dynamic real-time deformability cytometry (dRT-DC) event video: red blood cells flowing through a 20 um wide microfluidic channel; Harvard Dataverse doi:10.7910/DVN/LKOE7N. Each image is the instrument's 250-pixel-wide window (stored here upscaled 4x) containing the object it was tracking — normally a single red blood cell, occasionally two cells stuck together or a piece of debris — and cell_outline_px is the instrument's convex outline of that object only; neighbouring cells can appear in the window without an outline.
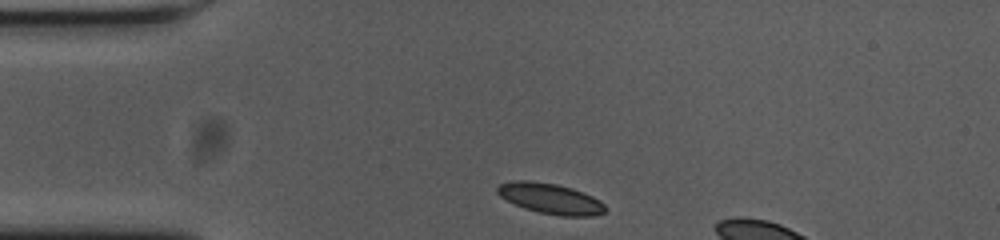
{"species": "common noctule bat (a hibernating species)", "species_latin": "Nyctalus noctula", "temperature_condition": "cold", "stored_images_in_passage": 34, "camera_frame_rate_fps": 3000, "um_per_image_px": 0.085, "animal": {"sex": "female", "body_mass_g": 23.0, "forearm_length_mm": 53.4}, "frame": {"image": 1, "passage_image": 1, "time_ms": 0.0, "image_size_px": [1000, 240], "cell_outline_px": [[608, 208], [604, 212], [592, 216], [560, 216], [540, 212], [524, 208], [500, 196], [496, 192], [496, 188], [500, 184], [512, 180], [528, 180], [556, 184], [572, 188], [592, 196], [600, 200]], "centroid_in_image_um": [46.8, 16.87], "position_along_channel_um": 38.2, "area_um2": 19.13}}
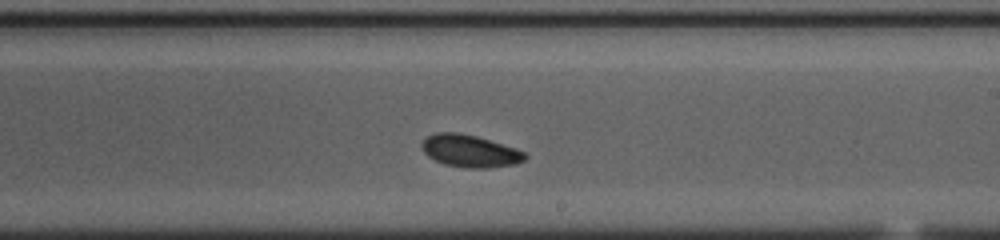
{"frame": {"image": 2, "passage_image": 21, "time_ms": 6.667, "image_size_px": [1000, 240], "cell_outline_px": [[528, 156], [524, 160], [516, 164], [488, 168], [464, 168], [444, 164], [428, 156], [424, 152], [420, 144], [428, 136], [436, 132], [456, 132], [476, 136], [516, 148], [524, 152]], "centroid_in_image_um": [39.95, 12.84], "position_along_channel_um": 249.1, "area_um2": 19.42}}
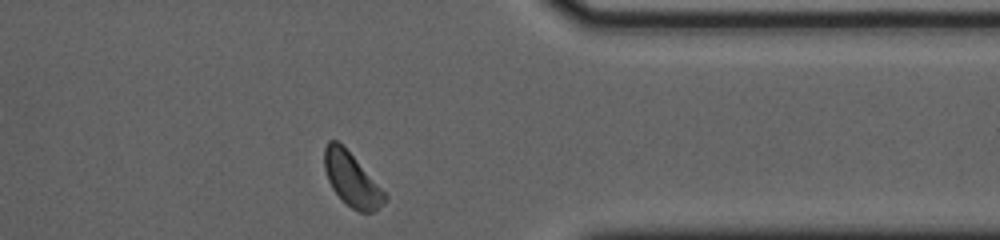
{"frame": {"image": 3, "passage_image": 33, "time_ms": 10.667, "image_size_px": [1000, 240], "cell_outline_px": [[388, 196], [372, 212], [360, 212], [352, 208], [332, 188], [328, 180], [324, 168], [324, 148], [328, 140], [336, 140], [352, 156]], "centroid_in_image_um": [29.85, 15.24], "position_along_channel_um": 381.6, "area_um2": 17.92}}